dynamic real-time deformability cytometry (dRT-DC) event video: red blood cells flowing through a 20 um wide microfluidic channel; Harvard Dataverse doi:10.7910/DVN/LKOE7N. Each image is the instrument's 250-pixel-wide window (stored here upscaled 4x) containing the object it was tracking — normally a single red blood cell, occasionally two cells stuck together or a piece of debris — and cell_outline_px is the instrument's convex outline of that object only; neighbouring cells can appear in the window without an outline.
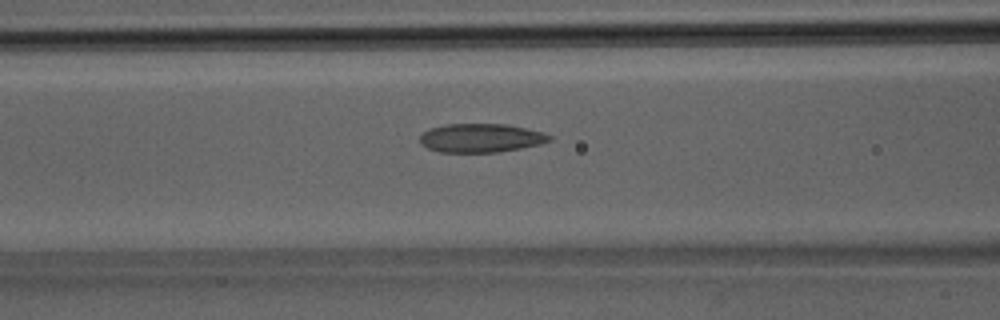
{"species": "Egyptian fruit bat (a non-hibernating species)", "species_latin": "Rousettus aegyptiacus", "temperature_condition": "room temperature", "stored_images_in_passage": 37, "camera_frame_rate_fps": 3000, "um_per_image_px": 0.085, "animal": {"sex": "male"}, "frame": {"image": 1, "passage_image": 16, "time_ms": 5.0, "image_size_px": [1000, 320], "cell_outline_px": [[552, 140], [540, 144], [500, 152], [440, 152], [428, 148], [420, 144], [420, 136], [428, 128], [448, 124], [508, 124], [544, 132], [552, 136]], "centroid_in_image_um": [40.89, 11.72], "position_along_channel_um": 125.7, "area_um2": 21.79}}
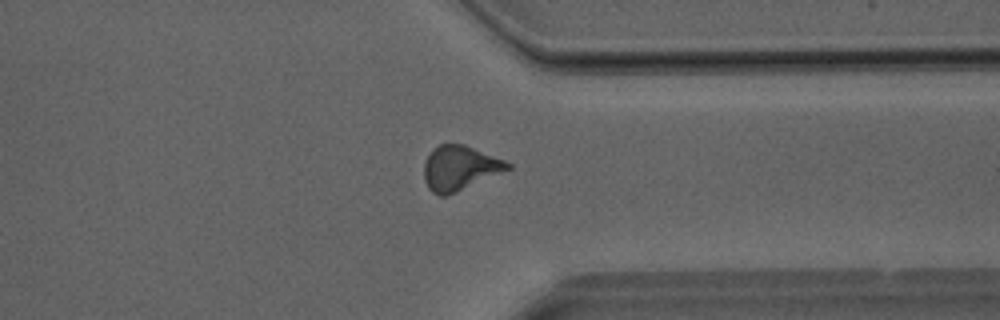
{"frame": {"image": 2, "passage_image": 30, "time_ms": 9.667, "image_size_px": [1000, 320], "cell_outline_px": [[512, 168], [448, 196], [440, 196], [432, 192], [428, 188], [424, 180], [424, 160], [432, 148], [440, 144], [464, 144], [504, 160], [512, 164]], "centroid_in_image_um": [39.05, 14.29], "position_along_channel_um": 372.4, "area_um2": 21.91}}
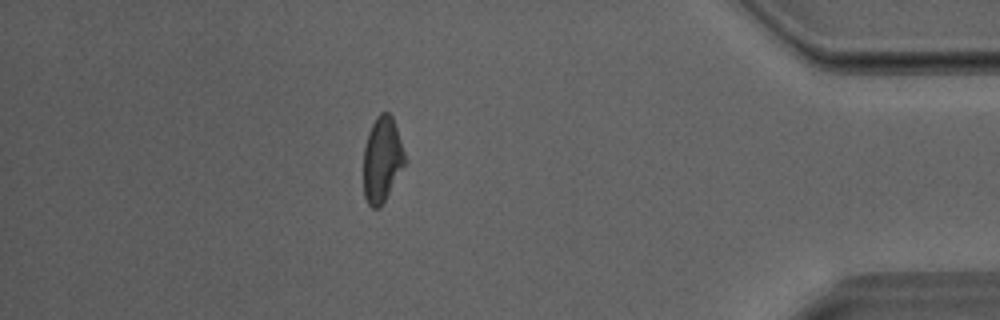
{"frame": {"image": 3, "passage_image": 34, "time_ms": 11.0, "image_size_px": [1000, 320], "cell_outline_px": [[404, 164], [380, 208], [372, 208], [368, 204], [364, 196], [364, 148], [368, 132], [376, 116], [380, 112], [388, 112], [392, 116], [404, 152]], "centroid_in_image_um": [32.44, 13.55], "position_along_channel_um": 402.8, "area_um2": 20.11}}